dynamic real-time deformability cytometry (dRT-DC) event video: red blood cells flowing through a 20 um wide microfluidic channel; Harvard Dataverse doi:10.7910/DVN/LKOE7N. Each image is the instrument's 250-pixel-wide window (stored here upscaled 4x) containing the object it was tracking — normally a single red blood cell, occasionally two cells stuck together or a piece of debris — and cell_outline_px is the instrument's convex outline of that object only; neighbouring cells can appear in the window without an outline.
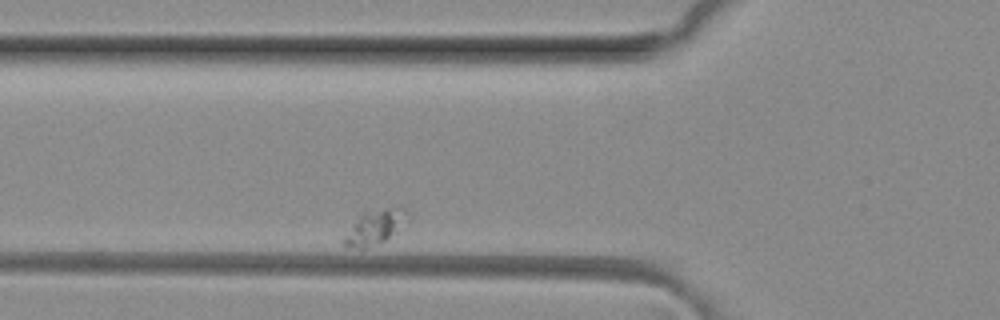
{"species": "common noctule bat (a hibernating species)", "species_latin": "Nyctalus noctula", "temperature_condition": "room temperature", "stored_images_in_passage": 2, "camera_frame_rate_fps": 3000, "um_per_image_px": 0.085, "animal": {"sex": "female", "body_mass_g": 29.2, "forearm_length_mm": 56.3}, "frame": {"image": 1, "passage_image": 2, "time_ms": 0.333, "image_size_px": [1000, 320], "cell_outline_px": [[408, 220], [384, 240], [368, 248], [348, 248], [340, 240], [352, 224], [364, 212], [400, 204], [404, 208]], "centroid_in_image_um": [31.83, 19.28], "position_along_channel_um": 94.0, "area_um2": 12.77}}